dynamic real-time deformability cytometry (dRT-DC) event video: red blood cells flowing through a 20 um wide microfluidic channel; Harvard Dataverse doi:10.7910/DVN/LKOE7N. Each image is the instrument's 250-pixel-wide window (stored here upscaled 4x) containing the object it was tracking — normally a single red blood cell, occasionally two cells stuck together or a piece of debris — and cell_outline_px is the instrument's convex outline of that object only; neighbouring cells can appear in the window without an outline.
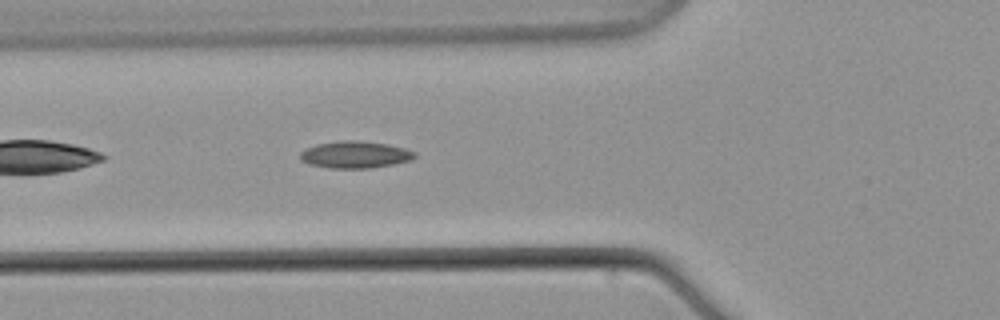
{"species": "common noctule bat (a hibernating species)", "species_latin": "Nyctalus noctula", "temperature_condition": "warm", "stored_images_in_passage": 2, "camera_frame_rate_fps": 3000, "um_per_image_px": 0.085, "animal": {"sex": "male", "body_mass_g": 21.5, "forearm_length_mm": 52.0}, "frame": {"image": 1, "passage_image": 2, "time_ms": 1.333, "image_size_px": [1000, 320], "cell_outline_px": [[416, 156], [412, 160], [392, 164], [368, 168], [328, 168], [308, 164], [300, 160], [300, 152], [304, 148], [316, 144], [340, 140], [356, 140], [388, 144], [404, 148], [416, 152]], "centroid_in_image_um": [30.14, 13.14], "position_along_channel_um": 95.7, "area_um2": 18.15}}